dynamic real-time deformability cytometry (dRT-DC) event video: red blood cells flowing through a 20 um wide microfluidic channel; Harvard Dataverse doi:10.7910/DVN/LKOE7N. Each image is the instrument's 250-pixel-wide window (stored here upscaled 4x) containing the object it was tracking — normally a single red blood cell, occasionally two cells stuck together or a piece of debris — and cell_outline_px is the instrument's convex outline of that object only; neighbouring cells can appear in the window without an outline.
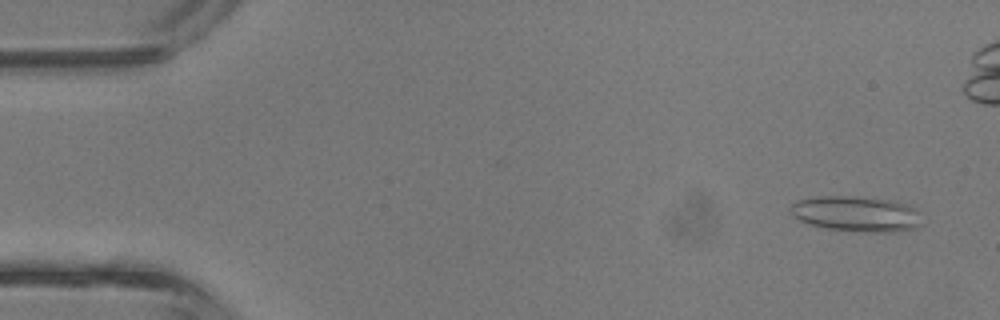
{"species": "common noctule bat (a hibernating species)", "species_latin": "Nyctalus noctula", "temperature_condition": "room temperature", "stored_images_in_passage": 43, "camera_frame_rate_fps": 3000, "um_per_image_px": 0.085, "animal": {"sex": "male", "body_mass_g": 13.3}, "frame": {"image": 1, "passage_image": 3, "time_ms": 0.667, "image_size_px": [1000, 320], "cell_outline_px": [[924, 224], [916, 228], [892, 232], [872, 232], [828, 228], [808, 224], [800, 220], [788, 208], [796, 200], [816, 196], [852, 196], [884, 200], [904, 204], [912, 208]], "centroid_in_image_um": [72.74, 18.18], "position_along_channel_um": 12.3, "area_um2": 26.65}}
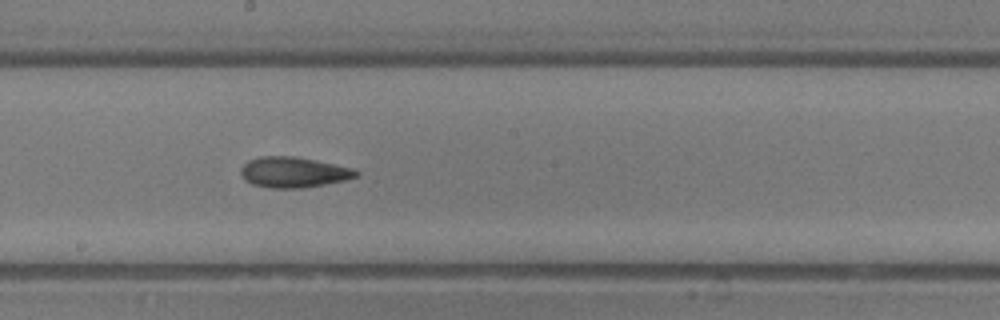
{"frame": {"image": 2, "passage_image": 23, "time_ms": 7.333, "image_size_px": [1000, 320], "cell_outline_px": [[360, 172], [356, 176], [348, 180], [300, 188], [268, 188], [252, 184], [244, 180], [240, 172], [240, 168], [248, 160], [260, 156], [296, 156], [356, 168]], "centroid_in_image_um": [24.96, 14.63], "position_along_channel_um": 223.2, "area_um2": 20.81}}
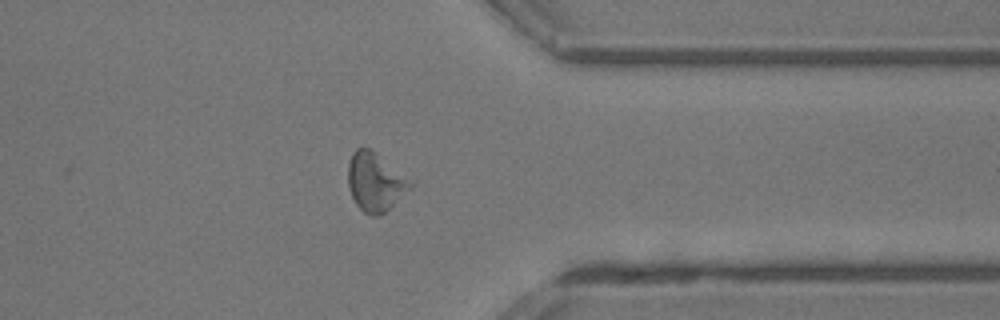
{"frame": {"image": 3, "passage_image": 33, "time_ms": 10.667, "image_size_px": [1000, 320], "cell_outline_px": [[416, 184], [412, 188], [380, 216], [372, 216], [364, 212], [356, 204], [348, 188], [348, 164], [352, 152], [356, 148], [372, 148], [416, 180]], "centroid_in_image_um": [31.97, 15.42], "position_along_channel_um": 379.4, "area_um2": 22.14}, "authors_computed_cell_mechanics": {"area_um2": 20.9236, "velocity_mm_per_s": 4.9503, "shape_relaxation_time_tau1_ms": 10.5504, "shape_relaxation_time_tau2_ms": 6.1665, "deformation_change_tau1": 0.2201, "deformation_change_tau2": 0.181}}